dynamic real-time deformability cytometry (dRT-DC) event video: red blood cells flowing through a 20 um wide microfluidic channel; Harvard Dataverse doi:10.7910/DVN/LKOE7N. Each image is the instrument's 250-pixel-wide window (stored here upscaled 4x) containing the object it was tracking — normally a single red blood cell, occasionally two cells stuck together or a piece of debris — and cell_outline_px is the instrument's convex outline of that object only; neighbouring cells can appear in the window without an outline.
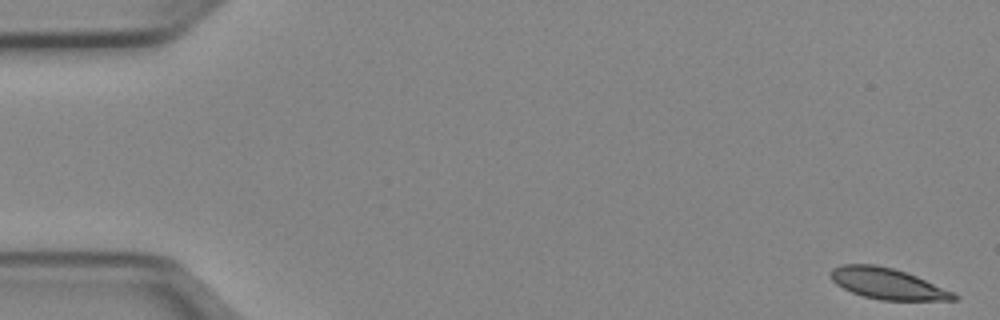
{"species": "Egyptian fruit bat (a non-hibernating species)", "species_latin": "Rousettus aegyptiacus", "temperature_condition": "cold", "stored_images_in_passage": 52, "segment_of_instrument_passage": [1, 2], "camera_frame_rate_fps": 3000, "um_per_image_px": 0.085, "animal": {"sex": "female"}, "frame": {"image": 1, "passage_image": 1, "time_ms": 0.0, "image_size_px": [1000, 320], "cell_outline_px": [[960, 296], [956, 300], [880, 300], [864, 296], [852, 292], [836, 284], [832, 280], [832, 268], [840, 264], [876, 264], [892, 268], [916, 276], [956, 292]], "centroid_in_image_um": [75.48, 24.11], "position_along_channel_um": 9.5, "area_um2": 22.2}}
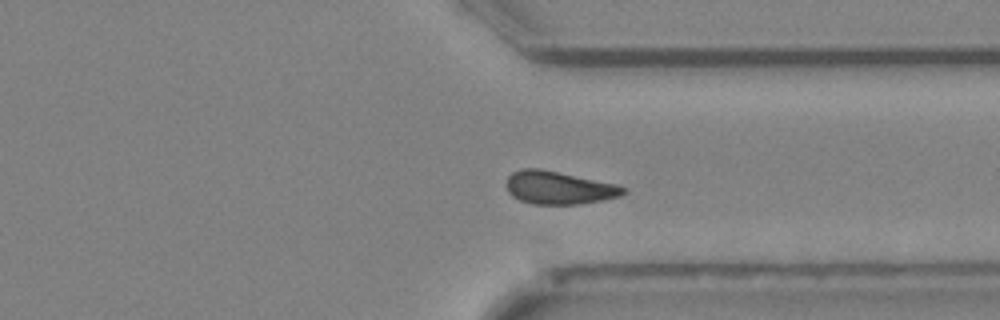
{"frame": {"image": 2, "passage_image": 39, "time_ms": 12.667, "image_size_px": [1000, 320], "cell_outline_px": [[628, 192], [620, 196], [604, 200], [576, 204], [532, 204], [520, 200], [512, 196], [508, 192], [508, 176], [512, 172], [520, 168], [540, 168], [616, 184], [628, 188]], "centroid_in_image_um": [47.52, 15.95], "position_along_channel_um": 363.9, "area_um2": 22.48}}
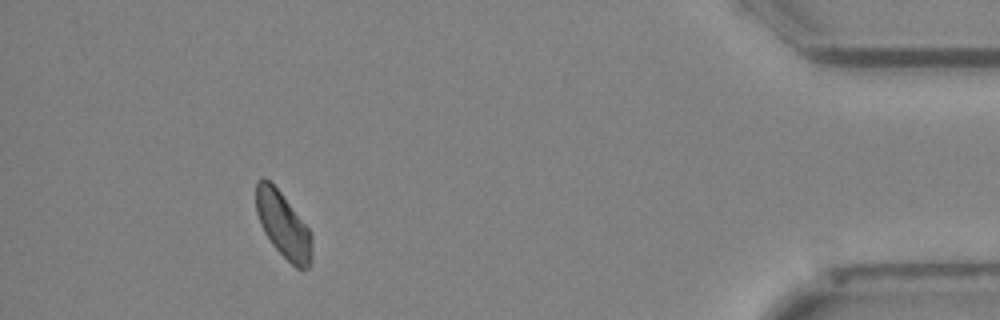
{"frame": {"image": 3, "passage_image": 47, "time_ms": 15.333, "image_size_px": [1000, 320], "cell_outline_px": [[312, 264], [308, 268], [296, 268], [272, 244], [264, 232], [260, 224], [256, 212], [256, 180], [264, 176], [280, 192], [308, 228], [312, 236]], "centroid_in_image_um": [24.07, 19.13], "position_along_channel_um": 411.1, "area_um2": 21.21}}